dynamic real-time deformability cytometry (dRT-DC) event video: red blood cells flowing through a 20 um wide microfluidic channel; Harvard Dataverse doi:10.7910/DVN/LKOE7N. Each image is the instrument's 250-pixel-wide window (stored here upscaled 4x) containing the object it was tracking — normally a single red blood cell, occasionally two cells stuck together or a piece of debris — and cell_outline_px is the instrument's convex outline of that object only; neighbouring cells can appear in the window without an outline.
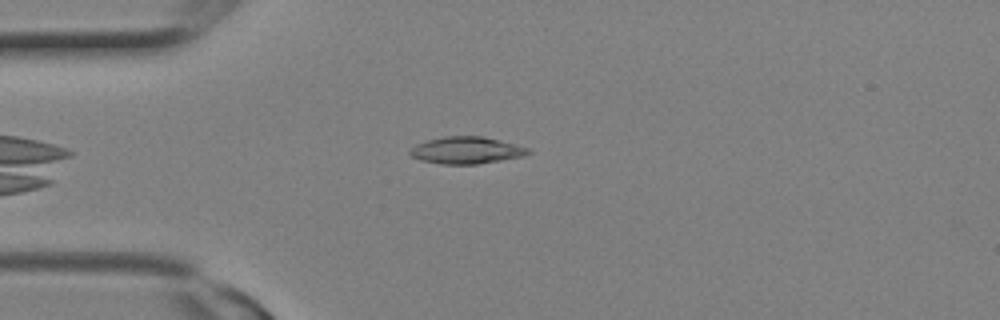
{"species": "Egyptian fruit bat (a non-hibernating species)", "species_latin": "Rousettus aegyptiacus", "temperature_condition": "room temperature", "stored_images_in_passage": 2, "camera_frame_rate_fps": 3000, "um_per_image_px": 0.085, "animal": {"sex": "female"}, "frame": {"image": 1, "passage_image": 1, "time_ms": 0.0, "image_size_px": [1000, 320], "cell_outline_px": [[532, 152], [524, 156], [476, 164], [440, 164], [420, 160], [412, 156], [408, 152], [416, 144], [428, 140], [444, 136], [484, 136], [500, 140], [528, 148]], "centroid_in_image_um": [39.64, 12.77], "position_along_channel_um": 45.4, "area_um2": 18.5}}